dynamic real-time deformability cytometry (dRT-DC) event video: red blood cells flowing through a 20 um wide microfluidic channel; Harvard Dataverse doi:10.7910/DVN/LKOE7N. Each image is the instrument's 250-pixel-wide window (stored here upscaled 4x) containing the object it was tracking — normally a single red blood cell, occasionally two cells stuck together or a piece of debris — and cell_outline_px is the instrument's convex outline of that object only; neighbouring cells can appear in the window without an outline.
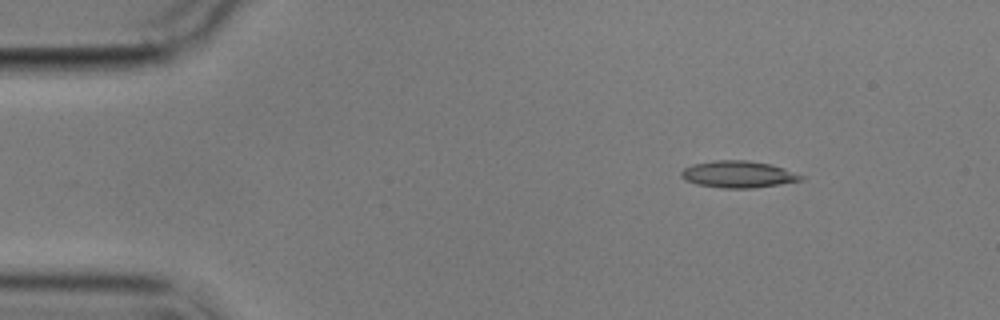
{"species": "common noctule bat (a hibernating species)", "species_latin": "Nyctalus noctula", "temperature_condition": "cold", "stored_images_in_passage": 6, "camera_frame_rate_fps": 3000, "um_per_image_px": 0.085, "animal": {"sex": "male", "body_mass_g": 17.9}, "frame": {"image": 1, "passage_image": 3, "time_ms": 2.333, "image_size_px": [1000, 320], "cell_outline_px": [[804, 180], [780, 184], [752, 188], [724, 188], [696, 184], [684, 180], [680, 176], [680, 172], [684, 168], [692, 164], [712, 160], [748, 160], [772, 164], [784, 168], [804, 176]], "centroid_in_image_um": [62.73, 14.81], "position_along_channel_um": 22.3, "area_um2": 18.9}}
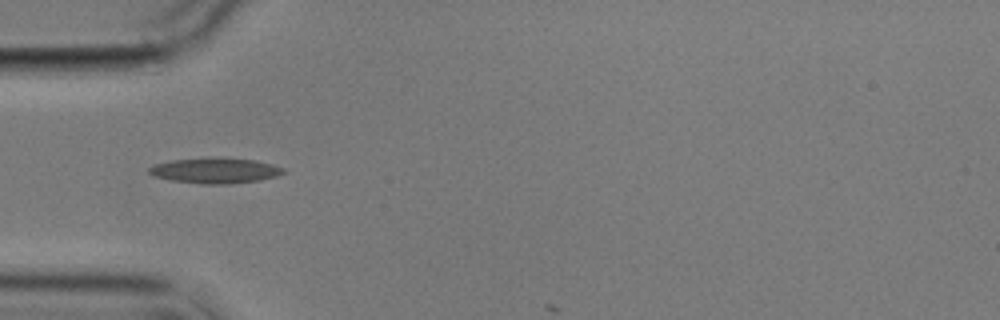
{"frame": {"image": 2, "passage_image": 5, "time_ms": 5.667, "image_size_px": [1000, 320], "cell_outline_px": [[284, 172], [276, 176], [260, 180], [228, 184], [204, 184], [172, 180], [152, 176], [148, 172], [148, 168], [156, 164], [172, 160], [208, 156], [256, 160], [272, 164], [284, 168]], "centroid_in_image_um": [18.27, 14.48], "position_along_channel_um": 66.7, "area_um2": 20.11}}